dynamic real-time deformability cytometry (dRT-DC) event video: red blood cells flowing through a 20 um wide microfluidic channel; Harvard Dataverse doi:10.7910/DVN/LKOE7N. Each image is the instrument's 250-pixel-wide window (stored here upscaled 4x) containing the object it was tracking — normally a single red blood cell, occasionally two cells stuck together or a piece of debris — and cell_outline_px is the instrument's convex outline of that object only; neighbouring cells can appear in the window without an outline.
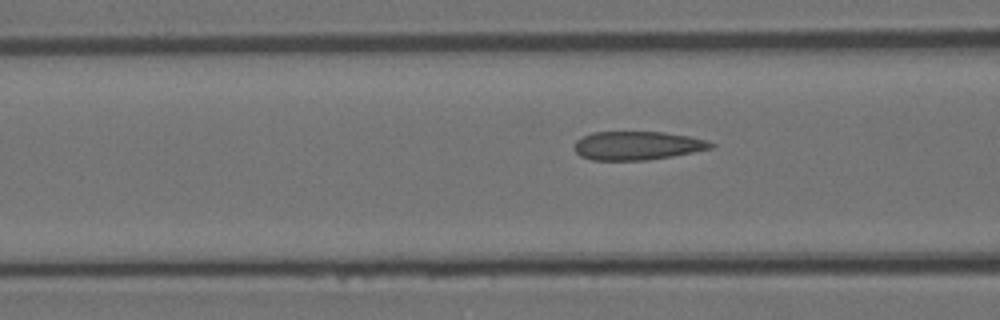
{"species": "Egyptian fruit bat (a non-hibernating species)", "species_latin": "Rousettus aegyptiacus", "temperature_condition": "room temperature", "stored_images_in_passage": 4, "camera_frame_rate_fps": 3000, "um_per_image_px": 0.085, "animal": {"sex": "female"}, "frame": {"image": 1, "passage_image": 3, "time_ms": 3.333, "image_size_px": [1000, 320], "cell_outline_px": [[716, 144], [712, 148], [672, 156], [644, 160], [592, 160], [580, 156], [576, 152], [576, 140], [592, 132], [664, 132], [692, 136], [708, 140]], "centroid_in_image_um": [54.21, 12.37], "position_along_channel_um": 112.4, "area_um2": 22.72}}
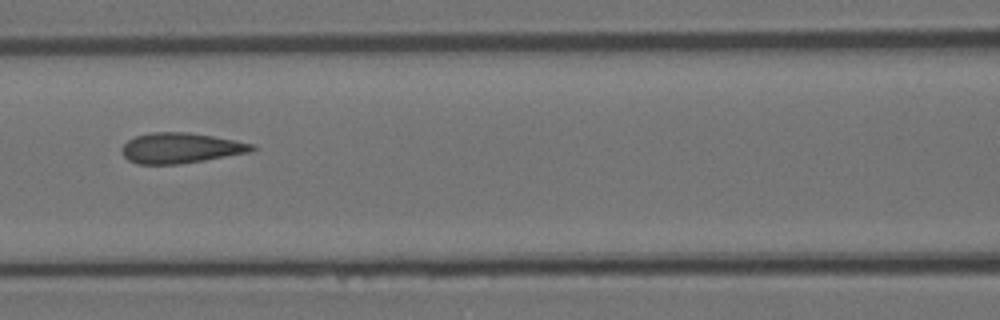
{"frame": {"image": 2, "passage_image": 4, "time_ms": 4.333, "image_size_px": [1000, 320], "cell_outline_px": [[256, 148], [252, 152], [180, 164], [136, 164], [128, 160], [120, 152], [120, 148], [128, 140], [136, 136], [152, 132], [188, 132], [212, 136], [252, 144]], "centroid_in_image_um": [15.31, 12.59], "position_along_channel_um": 151.3, "area_um2": 23.0}}